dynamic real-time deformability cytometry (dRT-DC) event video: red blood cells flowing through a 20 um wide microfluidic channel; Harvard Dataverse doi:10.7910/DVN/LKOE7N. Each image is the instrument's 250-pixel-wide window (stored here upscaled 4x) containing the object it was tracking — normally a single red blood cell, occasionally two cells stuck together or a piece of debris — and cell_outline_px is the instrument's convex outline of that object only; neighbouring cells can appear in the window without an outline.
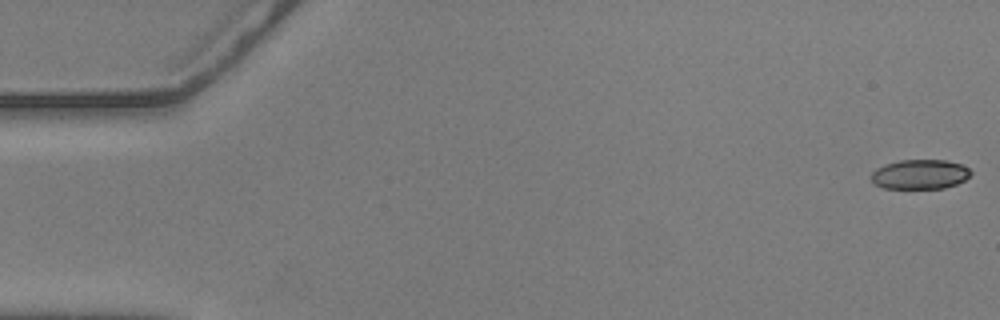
{"species": "common noctule bat (a hibernating species)", "species_latin": "Nyctalus noctula", "temperature_condition": "warm", "stored_images_in_passage": 24, "camera_frame_rate_fps": 3000, "um_per_image_px": 0.085, "animal": {"sex": "male", "body_mass_g": 20.5, "forearm_length_mm": 52.5}, "frame": {"image": 1, "passage_image": 1, "time_ms": 0.0, "image_size_px": [1000, 320], "cell_outline_px": [[972, 172], [964, 180], [956, 184], [944, 188], [884, 188], [876, 184], [872, 180], [872, 172], [876, 168], [884, 164], [900, 160], [948, 160], [960, 164], [968, 168]], "centroid_in_image_um": [78.19, 14.81], "position_along_channel_um": 6.8, "area_um2": 17.05}}
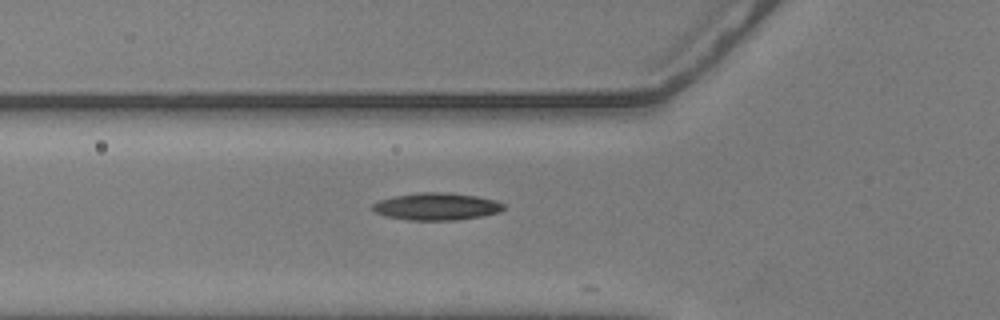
{"frame": {"image": 2, "passage_image": 20, "time_ms": 6.333, "image_size_px": [1000, 320], "cell_outline_px": [[504, 208], [500, 212], [484, 216], [456, 220], [408, 220], [388, 216], [376, 212], [372, 208], [372, 204], [380, 200], [392, 196], [416, 192], [452, 192], [476, 196], [496, 200], [504, 204]], "centroid_in_image_um": [37.14, 17.54], "position_along_channel_um": 88.7, "area_um2": 20.98}}
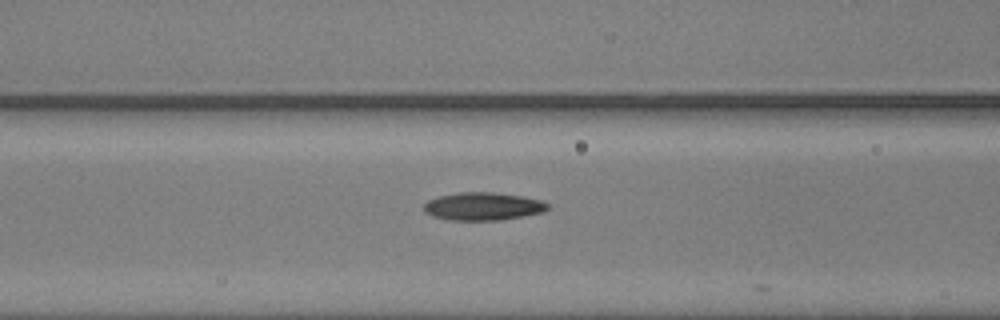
{"frame": {"image": 3, "passage_image": 23, "time_ms": 7.333, "image_size_px": [1000, 320], "cell_outline_px": [[548, 208], [544, 212], [524, 216], [500, 220], [448, 220], [432, 216], [424, 212], [424, 204], [428, 200], [440, 196], [460, 192], [492, 192], [520, 196], [540, 200], [548, 204]], "centroid_in_image_um": [41.03, 17.55], "position_along_channel_um": 125.6, "area_um2": 20.06}}